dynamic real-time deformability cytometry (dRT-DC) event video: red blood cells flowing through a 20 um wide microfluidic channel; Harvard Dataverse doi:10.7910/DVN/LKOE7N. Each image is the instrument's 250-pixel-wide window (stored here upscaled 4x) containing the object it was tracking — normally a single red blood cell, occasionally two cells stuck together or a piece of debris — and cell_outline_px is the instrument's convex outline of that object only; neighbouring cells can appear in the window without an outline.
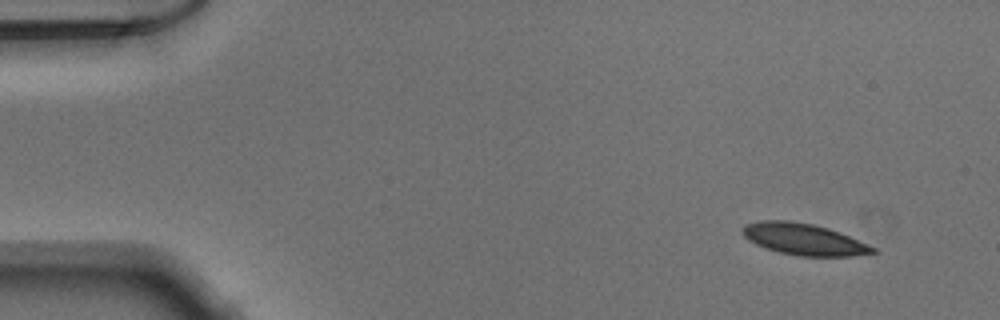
{"species": "Egyptian fruit bat (a non-hibernating species)", "species_latin": "Rousettus aegyptiacus", "temperature_condition": "warm", "stored_images_in_passage": 47, "camera_frame_rate_fps": 3000, "um_per_image_px": 0.085, "animal": {"sex": "male"}, "frame": {"image": 1, "passage_image": 1, "time_ms": 0.0, "image_size_px": [1000, 320], "cell_outline_px": [[880, 252], [852, 256], [800, 256], [780, 252], [764, 248], [748, 240], [744, 236], [740, 228], [744, 224], [760, 220], [788, 220], [812, 224], [828, 228], [840, 232], [876, 248]], "centroid_in_image_um": [68.3, 20.33], "position_along_channel_um": 16.7, "area_um2": 24.04}}
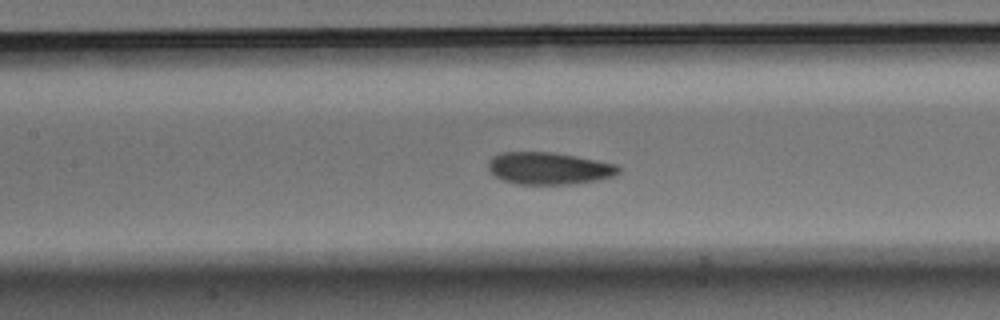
{"frame": {"image": 2, "passage_image": 20, "time_ms": 6.333, "image_size_px": [1000, 320], "cell_outline_px": [[620, 172], [612, 176], [596, 180], [568, 184], [516, 184], [504, 180], [496, 176], [488, 168], [488, 160], [492, 156], [504, 152], [552, 152], [576, 156], [616, 164], [620, 168]], "centroid_in_image_um": [46.64, 14.3], "position_along_channel_um": 160.8, "area_um2": 24.22}}
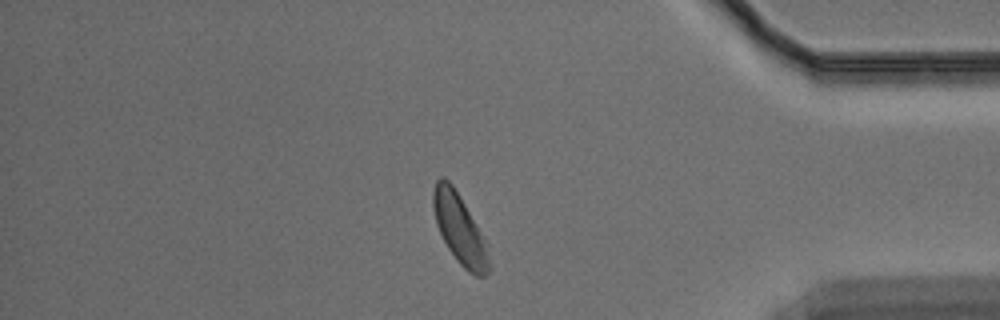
{"frame": {"image": 3, "passage_image": 40, "time_ms": 13.0, "image_size_px": [1000, 320], "cell_outline_px": [[488, 272], [484, 276], [476, 276], [468, 272], [456, 260], [448, 248], [436, 224], [432, 208], [432, 192], [436, 180], [440, 176], [444, 176], [452, 184], [488, 244]], "centroid_in_image_um": [39.03, 19.44], "position_along_channel_um": 396.2, "area_um2": 22.48}}